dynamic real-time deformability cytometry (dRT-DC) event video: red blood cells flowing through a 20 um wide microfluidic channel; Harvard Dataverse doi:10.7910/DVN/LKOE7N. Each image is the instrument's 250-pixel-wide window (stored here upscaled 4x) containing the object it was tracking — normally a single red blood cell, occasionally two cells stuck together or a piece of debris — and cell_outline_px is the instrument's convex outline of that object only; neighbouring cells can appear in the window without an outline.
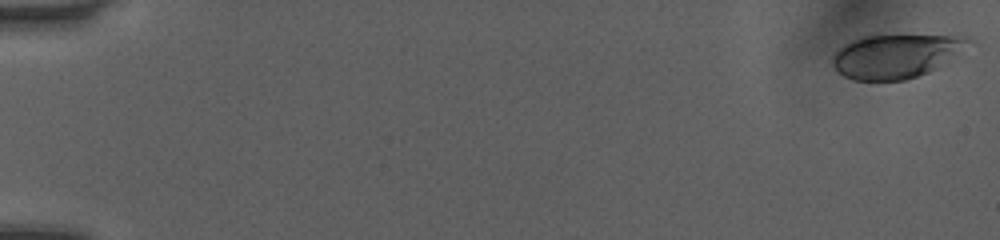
{"species": "human", "species_latin": "Homo sapiens", "temperature_condition": "room temperature", "stored_images_in_passage": 51, "camera_frame_rate_fps": 3000, "um_per_image_px": 0.085, "donor": {"sex": "female"}, "frame": {"image": 1, "passage_image": 1, "time_ms": 0.0, "image_size_px": [1000, 240], "cell_outline_px": [[976, 44], [928, 72], [904, 80], [852, 80], [844, 76], [832, 64], [832, 56], [844, 44], [860, 36], [968, 36], [976, 40]], "centroid_in_image_um": [76.22, 4.75], "position_along_channel_um": 8.8, "area_um2": 34.68}}
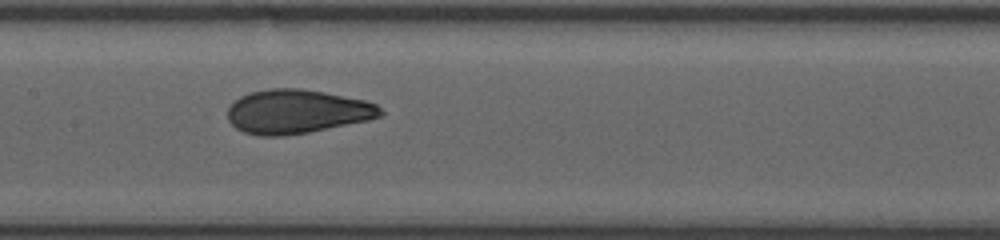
{"frame": {"image": 2, "passage_image": 27, "time_ms": 8.667, "image_size_px": [1000, 240], "cell_outline_px": [[384, 112], [380, 116], [368, 120], [308, 132], [284, 136], [260, 136], [244, 132], [236, 128], [228, 120], [228, 108], [240, 96], [252, 92], [268, 88], [300, 88], [324, 92], [364, 100], [376, 104]], "centroid_in_image_um": [25.22, 9.48], "position_along_channel_um": 182.2, "area_um2": 38.96}}
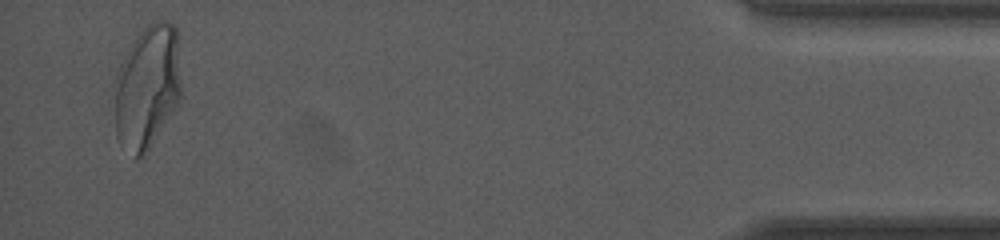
{"frame": {"image": 3, "passage_image": 50, "time_ms": 16.333, "image_size_px": [1000, 240], "cell_outline_px": [[180, 100], [144, 156], [136, 160], [116, 136], [116, 76], [120, 64], [128, 48], [136, 36], [152, 20], [164, 20], [172, 24], [176, 28], [180, 84]], "centroid_in_image_um": [12.52, 7.37], "position_along_channel_um": 422.7, "area_um2": 47.51}, "authors_computed_cell_mechanics": {"area_um2": 38.3792, "velocity_mm_per_s": 4.0704, "shape_relaxation_time_tau1_ms": 4.4961, "shape_relaxation_time_tau2_ms": 0.7938, "deformation_change_tau1": 0.18, "deformation_change_tau2": 0.0639}}